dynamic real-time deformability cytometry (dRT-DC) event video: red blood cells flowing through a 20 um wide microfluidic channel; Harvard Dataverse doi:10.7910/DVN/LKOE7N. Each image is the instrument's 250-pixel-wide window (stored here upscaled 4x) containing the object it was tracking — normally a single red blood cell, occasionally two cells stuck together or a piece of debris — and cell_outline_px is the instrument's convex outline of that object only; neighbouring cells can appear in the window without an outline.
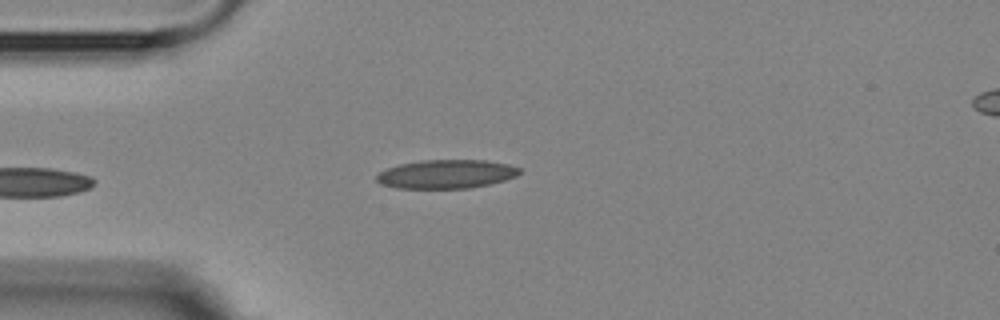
{"species": "Egyptian fruit bat (a non-hibernating species)", "species_latin": "Rousettus aegyptiacus", "temperature_condition": "room temperature", "stored_images_in_passage": 3, "camera_frame_rate_fps": 3000, "um_per_image_px": 0.085, "animal": {"sex": "female"}, "frame": {"image": 1, "passage_image": 3, "time_ms": 2.333, "image_size_px": [1000, 320], "cell_outline_px": [[520, 172], [516, 176], [504, 180], [488, 184], [468, 188], [396, 188], [380, 184], [376, 180], [376, 176], [380, 172], [388, 168], [400, 164], [420, 160], [484, 160], [508, 164], [520, 168]], "centroid_in_image_um": [37.92, 14.79], "position_along_channel_um": 47.1, "area_um2": 23.81}}